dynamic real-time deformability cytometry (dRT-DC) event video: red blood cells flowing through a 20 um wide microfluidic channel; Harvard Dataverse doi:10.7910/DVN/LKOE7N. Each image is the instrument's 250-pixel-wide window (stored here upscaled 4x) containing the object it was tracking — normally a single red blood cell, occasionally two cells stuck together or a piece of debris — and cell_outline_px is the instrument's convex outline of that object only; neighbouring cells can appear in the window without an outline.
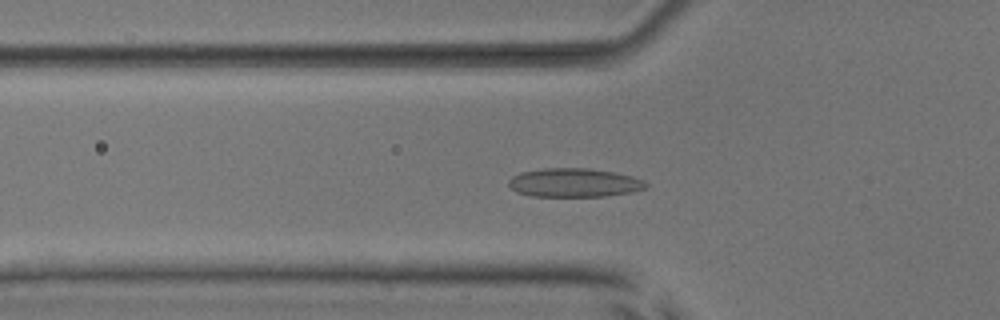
{"species": "common noctule bat (a hibernating species)", "species_latin": "Nyctalus noctula", "temperature_condition": "room temperature", "stored_images_in_passage": 54, "camera_frame_rate_fps": 3000, "um_per_image_px": 0.085, "animal": {"sex": "male", "body_mass_g": 17.9, "forearm_length_mm": 54.2}, "frame": {"image": 1, "passage_image": 19, "time_ms": 6.0, "image_size_px": [1000, 320], "cell_outline_px": [[648, 188], [632, 192], [604, 196], [532, 196], [516, 192], [508, 184], [508, 180], [512, 176], [520, 172], [544, 168], [588, 168], [612, 172], [632, 176], [644, 180], [648, 184]], "centroid_in_image_um": [48.81, 15.53], "position_along_channel_um": 77.0, "area_um2": 23.06}}
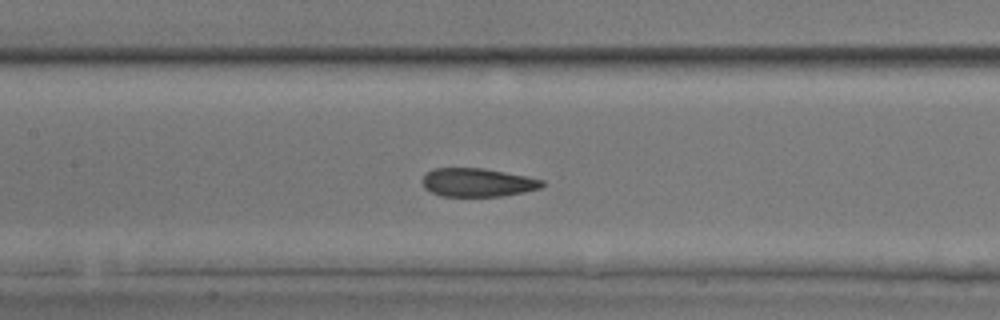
{"frame": {"image": 2, "passage_image": 26, "time_ms": 8.333, "image_size_px": [1000, 320], "cell_outline_px": [[544, 184], [540, 188], [524, 192], [500, 196], [440, 196], [424, 188], [424, 172], [436, 168], [484, 168], [544, 180]], "centroid_in_image_um": [40.58, 15.51], "position_along_channel_um": 166.8, "area_um2": 19.71}}
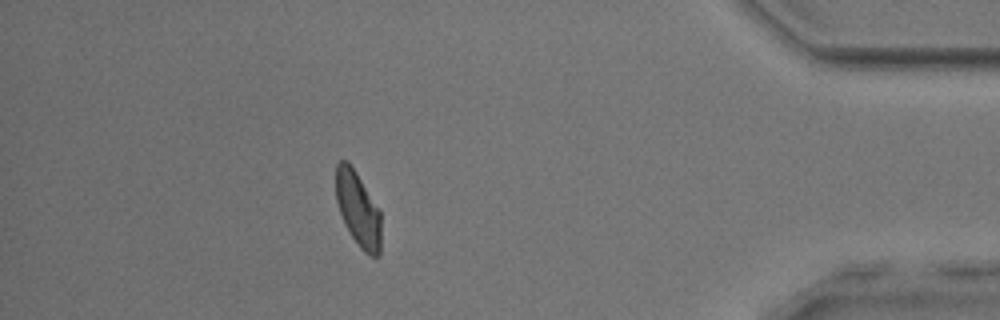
{"frame": {"image": 3, "passage_image": 48, "time_ms": 15.667, "image_size_px": [1000, 320], "cell_outline_px": [[380, 256], [372, 256], [364, 252], [360, 248], [344, 224], [336, 200], [336, 164], [340, 160], [348, 160], [380, 208]], "centroid_in_image_um": [30.43, 17.75], "position_along_channel_um": 404.8, "area_um2": 19.77}, "authors_computed_cell_mechanics": {"area_um2": 21.097, "velocity_mm_per_s": 3.8443, "shape_relaxation_time_tau1_ms": 5.3393, "shape_relaxation_time_tau2_ms": 1.7518, "deformation_change_tau1": 0.1356, "deformation_change_tau2": 0.0615}}